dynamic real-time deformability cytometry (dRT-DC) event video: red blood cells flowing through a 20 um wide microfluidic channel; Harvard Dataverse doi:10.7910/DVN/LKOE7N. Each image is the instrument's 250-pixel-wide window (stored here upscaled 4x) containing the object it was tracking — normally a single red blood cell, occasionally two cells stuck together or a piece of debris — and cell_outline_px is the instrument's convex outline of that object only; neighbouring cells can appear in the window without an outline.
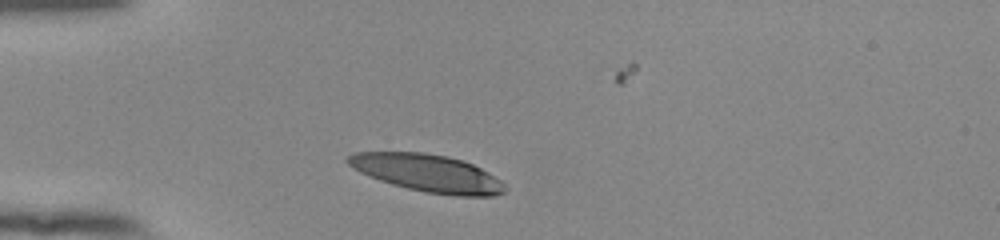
{"species": "human", "species_latin": "Homo sapiens", "temperature_condition": "room temperature", "stored_images_in_passage": 37, "camera_frame_rate_fps": 3000, "um_per_image_px": 0.085, "donor": {"sex": "female"}, "frame": {"image": 1, "passage_image": 6, "time_ms": 1.667, "image_size_px": [1000, 240], "cell_outline_px": [[508, 188], [504, 192], [492, 196], [456, 196], [424, 192], [392, 184], [368, 176], [360, 172], [348, 164], [344, 160], [348, 156], [356, 152], [424, 152], [448, 156], [472, 164], [488, 172], [500, 180]], "centroid_in_image_um": [36.34, 14.71], "position_along_channel_um": 48.7, "area_um2": 34.22}}
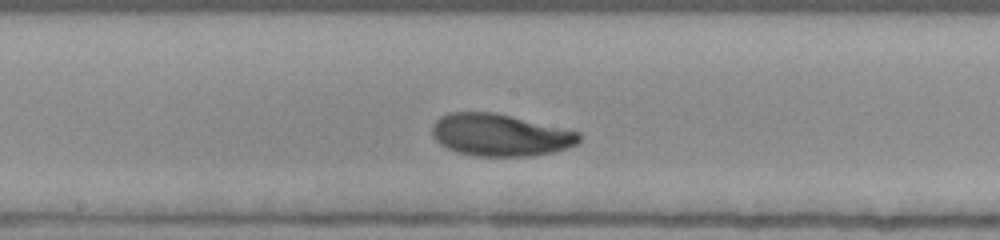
{"frame": {"image": 2, "passage_image": 20, "time_ms": 6.333, "image_size_px": [1000, 240], "cell_outline_px": [[580, 140], [576, 144], [568, 148], [552, 152], [532, 156], [476, 156], [456, 152], [440, 144], [432, 136], [432, 124], [440, 116], [448, 112], [492, 112], [568, 128], [580, 132]], "centroid_in_image_um": [42.52, 11.47], "position_along_channel_um": 205.7, "area_um2": 36.41}}
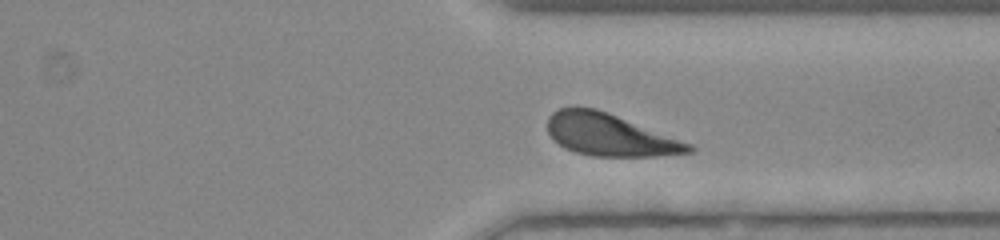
{"frame": {"image": 3, "passage_image": 32, "time_ms": 10.333, "image_size_px": [1000, 240], "cell_outline_px": [[696, 148], [692, 152], [656, 156], [592, 156], [576, 152], [564, 148], [548, 132], [548, 116], [552, 112], [560, 108], [596, 108], [608, 112], [692, 144]], "centroid_in_image_um": [51.85, 11.47], "position_along_channel_um": 359.6, "area_um2": 34.33}, "authors_computed_cell_mechanics": {"area_um2": 35.3158, "velocity_mm_per_s": 3.8333, "shape_relaxation_time_tau1_ms": 4.4351, "shape_relaxation_time_tau2_ms": null, "deformation_change_tau1": 0.1917, "deformation_change_tau2": null}}